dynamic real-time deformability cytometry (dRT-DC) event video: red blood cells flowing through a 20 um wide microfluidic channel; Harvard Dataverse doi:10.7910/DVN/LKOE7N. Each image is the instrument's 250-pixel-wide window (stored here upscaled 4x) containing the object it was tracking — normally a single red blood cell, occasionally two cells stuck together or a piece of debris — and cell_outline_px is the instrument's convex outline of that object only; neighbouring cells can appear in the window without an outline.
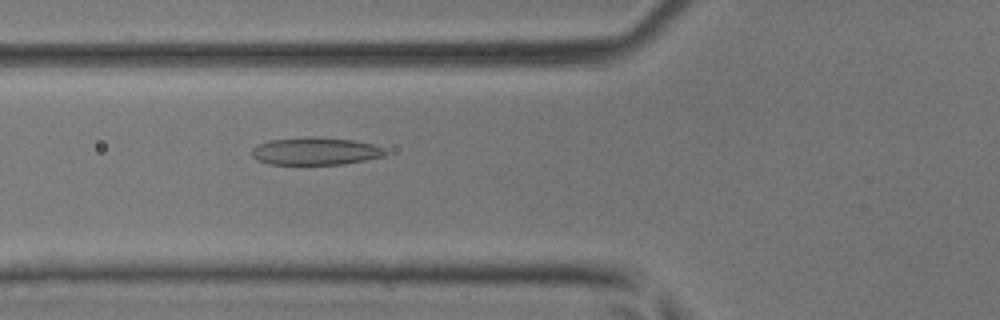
{"species": "common noctule bat (a hibernating species)", "species_latin": "Nyctalus noctula", "temperature_condition": "room temperature", "stored_images_in_passage": 38, "camera_frame_rate_fps": 3000, "um_per_image_px": 0.085, "animal": {"sex": "male", "body_mass_g": 17.9, "forearm_length_mm": 54.2}, "frame": {"image": 1, "passage_image": 9, "time_ms": 2.667, "image_size_px": [1000, 320], "cell_outline_px": [[388, 152], [384, 156], [344, 164], [268, 164], [256, 160], [252, 156], [252, 148], [256, 144], [268, 140], [308, 136], [316, 136], [352, 140], [372, 144], [384, 148]], "centroid_in_image_um": [26.77, 12.84], "position_along_channel_um": 99.0, "area_um2": 21.68}}
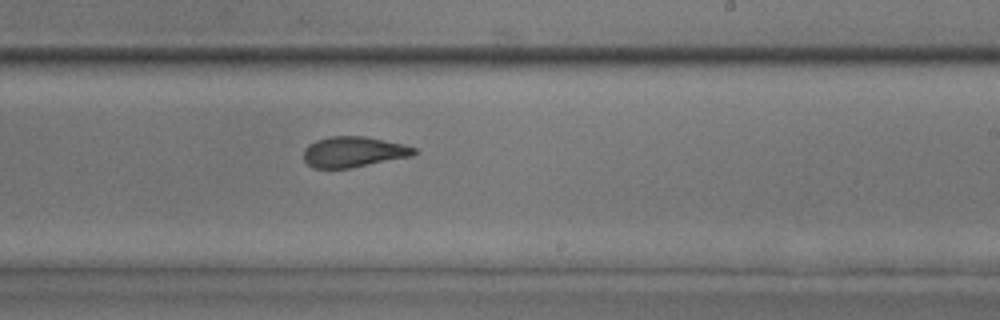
{"frame": {"image": 2, "passage_image": 20, "time_ms": 6.333, "image_size_px": [1000, 320], "cell_outline_px": [[416, 152], [412, 156], [348, 168], [312, 168], [304, 160], [304, 148], [308, 144], [316, 140], [328, 136], [364, 136], [404, 144], [416, 148]], "centroid_in_image_um": [30.02, 12.9], "position_along_channel_um": 259.0, "area_um2": 19.65}}
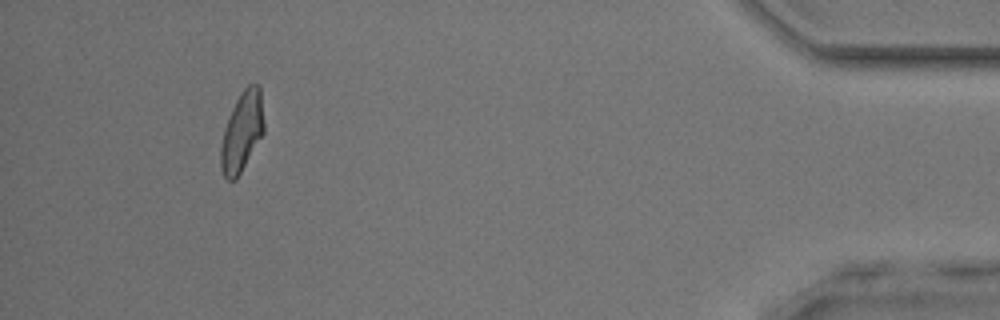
{"frame": {"image": 3, "passage_image": 35, "time_ms": 11.333, "image_size_px": [1000, 320], "cell_outline_px": [[264, 132], [236, 180], [228, 180], [224, 176], [220, 168], [220, 148], [224, 128], [232, 108], [236, 100], [244, 88], [248, 84], [260, 84], [264, 124]], "centroid_in_image_um": [20.56, 11.19], "position_along_channel_um": 414.6, "area_um2": 20.06}}